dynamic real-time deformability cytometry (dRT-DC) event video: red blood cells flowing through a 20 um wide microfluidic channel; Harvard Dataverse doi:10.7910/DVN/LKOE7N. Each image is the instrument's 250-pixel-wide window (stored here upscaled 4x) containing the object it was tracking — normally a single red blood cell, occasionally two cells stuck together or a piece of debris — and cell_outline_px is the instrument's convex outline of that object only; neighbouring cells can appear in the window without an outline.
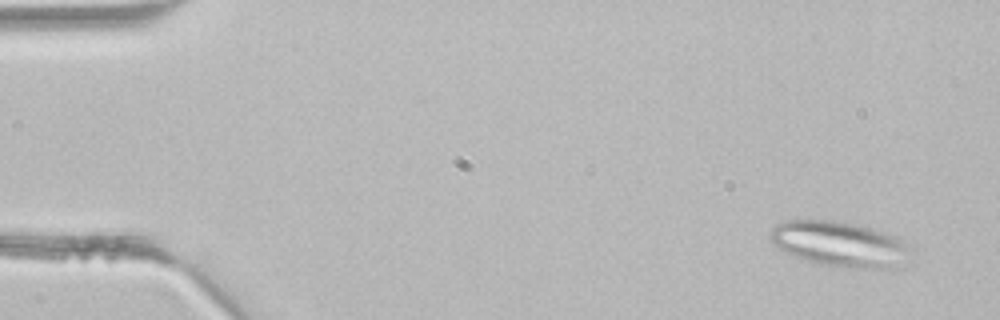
{"species": "common noctule bat (a hibernating species)", "species_latin": "Nyctalus noctula", "temperature_condition": "room temperature", "stored_images_in_passage": 44, "camera_frame_rate_fps": 3000, "um_per_image_px": 0.085, "animal": {"sex": "male", "body_mass_g": 21.5, "forearm_length_mm": 52.0}, "frame": {"image": 1, "passage_image": 3, "time_ms": 0.667, "image_size_px": [1000, 320], "cell_outline_px": [[904, 268], [856, 268], [820, 264], [796, 256], [780, 248], [768, 236], [772, 228], [776, 224], [784, 220], [840, 220], [888, 232], [896, 236], [904, 244]], "centroid_in_image_um": [71.34, 20.72], "position_along_channel_um": 13.7, "area_um2": 36.47}}
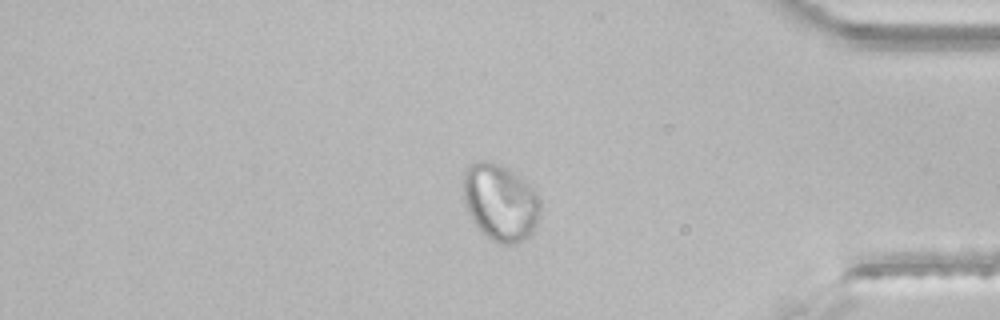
{"frame": {"image": 2, "passage_image": 37, "time_ms": 12.0, "image_size_px": [1000, 320], "cell_outline_px": [[540, 216], [532, 232], [524, 240], [516, 244], [496, 244], [472, 220], [464, 204], [464, 172], [468, 164], [476, 160], [488, 160], [500, 164], [508, 168], [528, 184], [532, 188], [540, 200]], "centroid_in_image_um": [42.52, 17.18], "position_along_channel_um": 392.7, "area_um2": 34.56}}
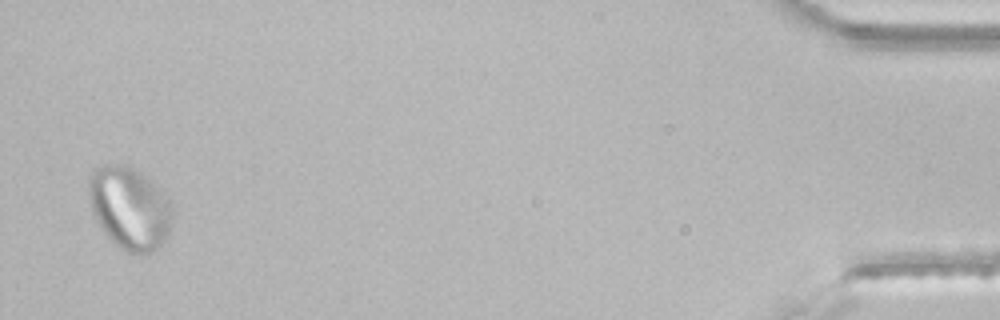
{"frame": {"image": 3, "passage_image": 43, "time_ms": 14.0, "image_size_px": [1000, 320], "cell_outline_px": [[172, 220], [168, 236], [152, 252], [144, 256], [140, 256], [124, 252], [104, 232], [96, 220], [92, 212], [88, 188], [92, 172], [96, 168], [104, 164], [128, 164], [148, 176], [160, 188], [168, 200], [172, 212]], "centroid_in_image_um": [11.03, 17.69], "position_along_channel_um": 424.2, "area_um2": 40.63}}